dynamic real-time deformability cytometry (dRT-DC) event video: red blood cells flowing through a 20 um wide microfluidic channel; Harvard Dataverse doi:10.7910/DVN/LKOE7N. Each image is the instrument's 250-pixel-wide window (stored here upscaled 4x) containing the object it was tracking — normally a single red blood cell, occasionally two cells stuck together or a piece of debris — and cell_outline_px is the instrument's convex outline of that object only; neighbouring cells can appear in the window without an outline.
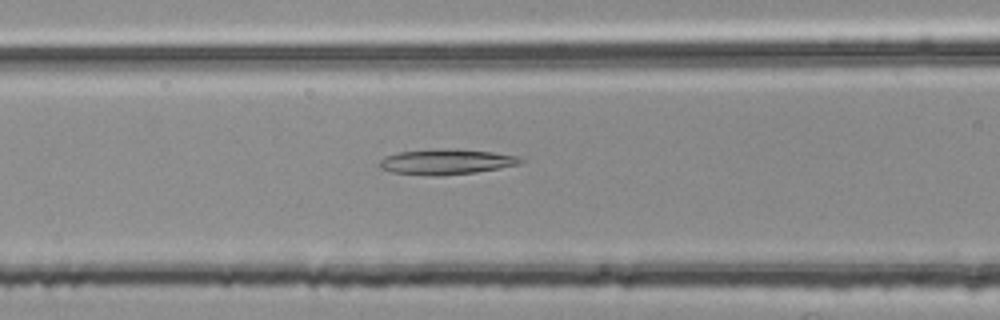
{"species": "common noctule bat (a hibernating species)", "species_latin": "Nyctalus noctula", "temperature_condition": "room temperature", "stored_images_in_passage": 54, "camera_frame_rate_fps": 3000, "um_per_image_px": 0.085, "animal": {"sex": "female", "body_mass_g": 25.1}, "frame": {"image": 1, "passage_image": 22, "time_ms": 7.0, "image_size_px": [1000, 320], "cell_outline_px": [[528, 160], [520, 164], [500, 168], [476, 172], [440, 176], [432, 176], [392, 172], [380, 168], [380, 160], [384, 156], [396, 152], [444, 148], [456, 148], [492, 152], [520, 156]], "centroid_in_image_um": [37.98, 13.74], "position_along_channel_um": 128.6, "area_um2": 21.21}}
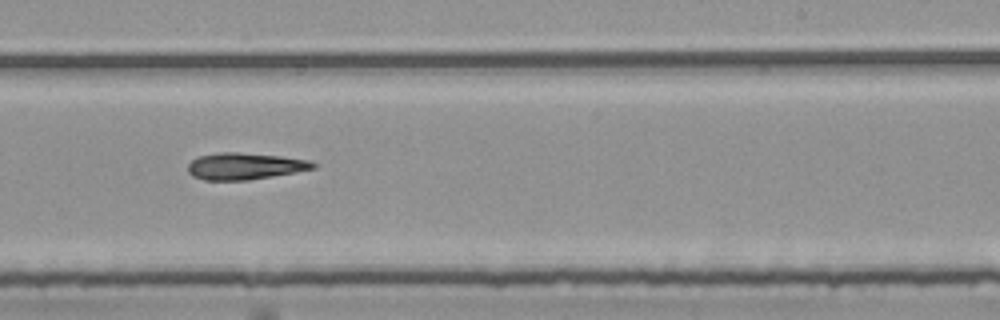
{"frame": {"image": 2, "passage_image": 33, "time_ms": 10.667, "image_size_px": [1000, 320], "cell_outline_px": [[316, 168], [248, 180], [204, 180], [192, 176], [188, 172], [188, 164], [196, 156], [216, 152], [240, 152], [280, 156], [308, 160], [316, 164]], "centroid_in_image_um": [20.74, 14.11], "position_along_channel_um": 268.3, "area_um2": 19.48}}
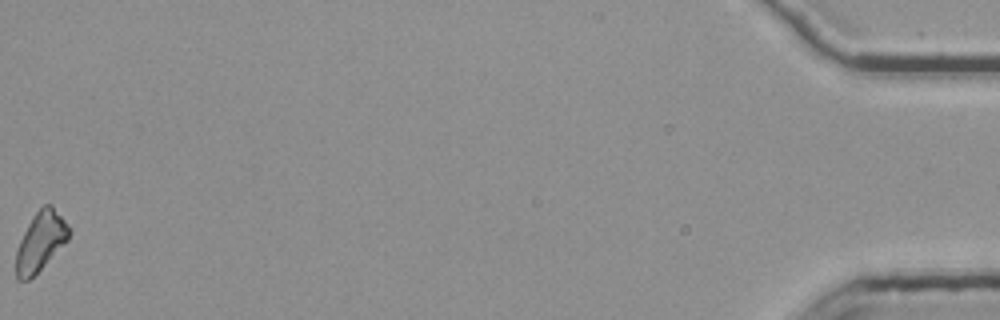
{"frame": {"image": 3, "passage_image": 54, "time_ms": 17.667, "image_size_px": [1000, 320], "cell_outline_px": [[72, 232], [68, 240], [28, 280], [20, 280], [16, 276], [16, 252], [20, 240], [28, 224], [36, 212], [44, 204], [52, 204], [68, 224]], "centroid_in_image_um": [3.47, 20.48], "position_along_channel_um": 431.7, "area_um2": 17.92}, "authors_computed_cell_mechanics": {"area_um2": 19.4208, "velocity_mm_per_s": 3.809, "shape_relaxation_time_tau1_ms": null, "shape_relaxation_time_tau2_ms": 9.9174, "deformation_change_tau1": null, "deformation_change_tau2": 0.2035}}